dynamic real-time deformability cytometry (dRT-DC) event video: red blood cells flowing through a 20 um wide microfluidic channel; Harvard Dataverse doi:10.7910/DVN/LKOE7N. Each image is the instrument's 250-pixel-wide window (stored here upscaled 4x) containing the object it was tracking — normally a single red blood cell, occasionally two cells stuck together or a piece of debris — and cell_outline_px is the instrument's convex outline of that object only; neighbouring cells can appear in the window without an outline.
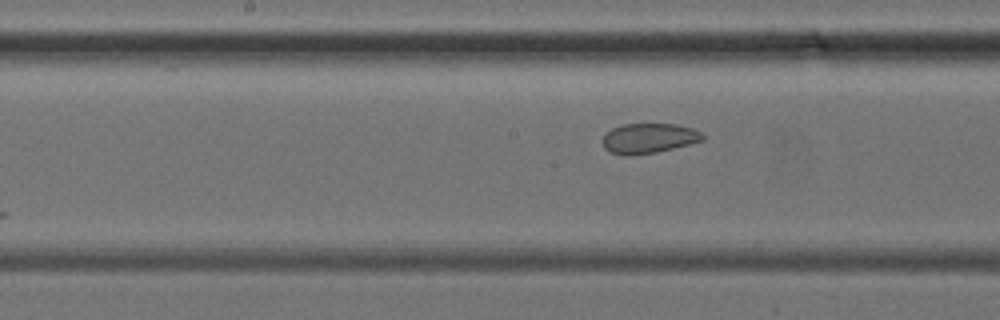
{"species": "common noctule bat (a hibernating species)", "species_latin": "Nyctalus noctula", "temperature_condition": "cold", "stored_images_in_passage": 6, "camera_frame_rate_fps": 3000, "um_per_image_px": 0.085, "animal": {"sex": "female", "body_mass_g": 24.6, "forearm_length_mm": 56.2}, "frame": {"image": 1, "passage_image": 6, "time_ms": 6.333, "image_size_px": [1000, 320], "cell_outline_px": [[704, 140], [656, 152], [632, 156], [624, 156], [608, 152], [604, 148], [600, 140], [604, 132], [620, 124], [676, 124], [692, 128], [700, 132], [704, 136]], "centroid_in_image_um": [55.04, 11.76], "position_along_channel_um": 193.2, "area_um2": 17.8}}